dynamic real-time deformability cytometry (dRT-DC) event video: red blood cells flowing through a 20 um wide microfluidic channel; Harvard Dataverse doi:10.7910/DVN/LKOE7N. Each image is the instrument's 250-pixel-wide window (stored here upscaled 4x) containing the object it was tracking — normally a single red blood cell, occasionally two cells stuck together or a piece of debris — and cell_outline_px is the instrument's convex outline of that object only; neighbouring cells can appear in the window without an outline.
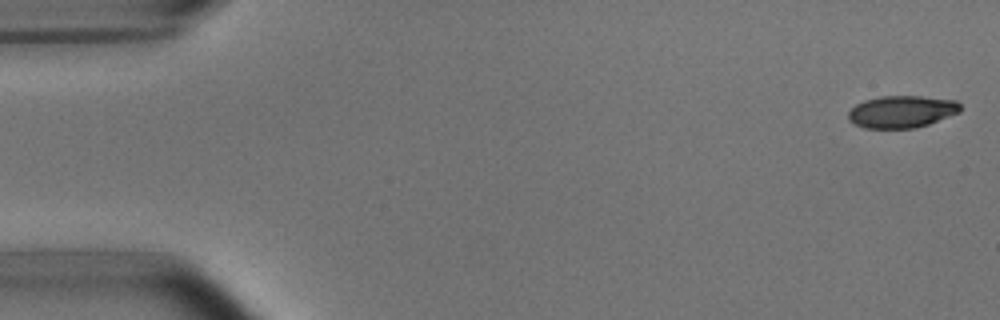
{"species": "common noctule bat (a hibernating species)", "species_latin": "Nyctalus noctula", "temperature_condition": "room temperature", "stored_images_in_passage": 52, "camera_frame_rate_fps": 3000, "um_per_image_px": 0.085, "animal": {"sex": "male", "body_mass_g": 15.6}, "frame": {"image": 1, "passage_image": 1, "time_ms": 0.0, "image_size_px": [1000, 320], "cell_outline_px": [[960, 112], [928, 124], [916, 128], [864, 128], [848, 120], [848, 112], [856, 104], [864, 100], [880, 96], [920, 96], [956, 100], [960, 104]], "centroid_in_image_um": [76.64, 9.49], "position_along_channel_um": 8.4, "area_um2": 20.98}}
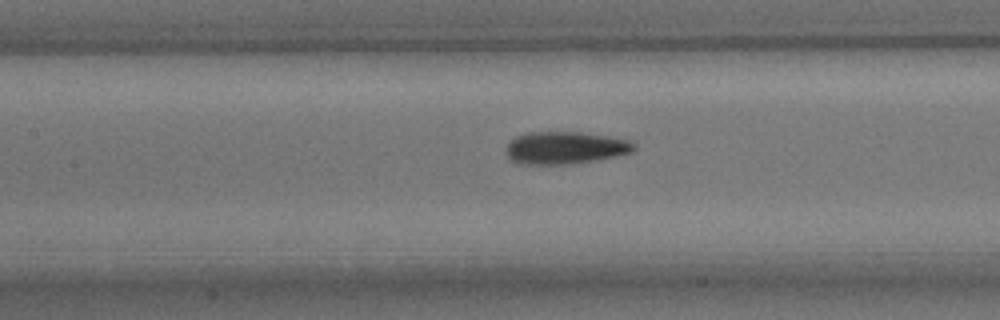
{"frame": {"image": 2, "passage_image": 23, "time_ms": 7.333, "image_size_px": [1000, 320], "cell_outline_px": [[636, 148], [632, 152], [616, 156], [596, 160], [568, 164], [516, 164], [508, 160], [504, 152], [504, 148], [516, 136], [528, 132], [580, 132], [608, 136], [628, 140], [636, 144]], "centroid_in_image_um": [47.98, 12.57], "position_along_channel_um": 159.4, "area_um2": 24.45}}
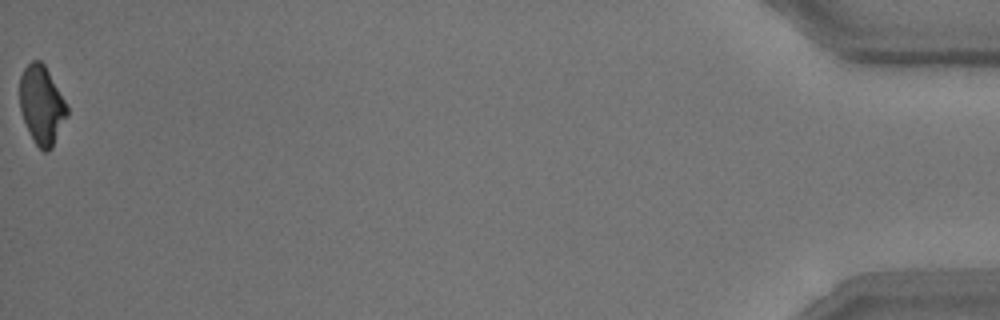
{"frame": {"image": 3, "passage_image": 52, "time_ms": 17.0, "image_size_px": [1000, 320], "cell_outline_px": [[68, 116], [52, 148], [48, 152], [44, 152], [36, 144], [24, 120], [20, 108], [20, 76], [24, 68], [32, 60], [40, 60], [44, 64], [64, 100], [68, 108]], "centroid_in_image_um": [3.55, 8.93], "position_along_channel_um": 431.6, "area_um2": 21.39}, "authors_computed_cell_mechanics": {"area_um2": 23.1489, "velocity_mm_per_s": 3.8156, "shape_relaxation_time_tau1_ms": 2.8103, "shape_relaxation_time_tau2_ms": 3.1058, "deformation_change_tau1": 0.1242, "deformation_change_tau2": 0.1053}}